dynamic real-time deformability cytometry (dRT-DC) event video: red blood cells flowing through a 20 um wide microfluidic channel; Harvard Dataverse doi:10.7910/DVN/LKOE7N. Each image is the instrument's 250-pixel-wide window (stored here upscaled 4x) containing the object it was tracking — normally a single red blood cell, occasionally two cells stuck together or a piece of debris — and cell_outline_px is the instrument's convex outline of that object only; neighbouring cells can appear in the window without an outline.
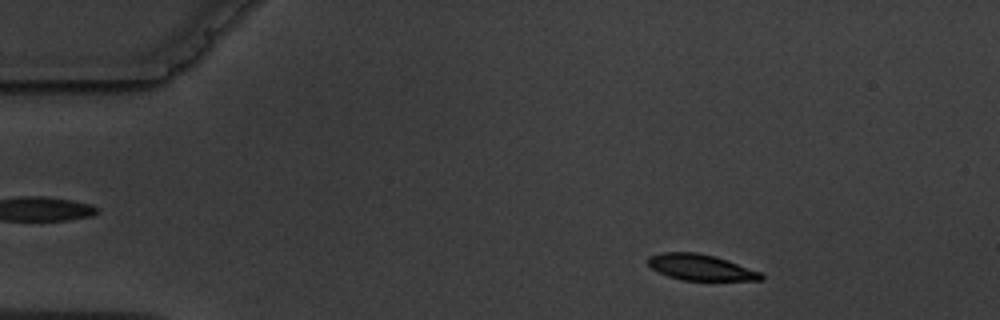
{"species": "common noctule bat (a hibernating species)", "species_latin": "Nyctalus noctula", "temperature_condition": "warm", "stored_images_in_passage": 7, "camera_frame_rate_fps": 3000, "um_per_image_px": 0.085, "animal": {"sex": "male", "body_mass_g": 19.5, "forearm_length_mm": 54.6}, "frame": {"image": 1, "passage_image": 1, "time_ms": 0.0, "image_size_px": [1000, 320], "cell_outline_px": [[764, 280], [680, 280], [668, 276], [652, 268], [648, 264], [648, 256], [660, 252], [696, 252], [716, 256], [728, 260], [760, 272], [764, 276]], "centroid_in_image_um": [59.54, 22.71], "position_along_channel_um": 25.5, "area_um2": 17.11}}
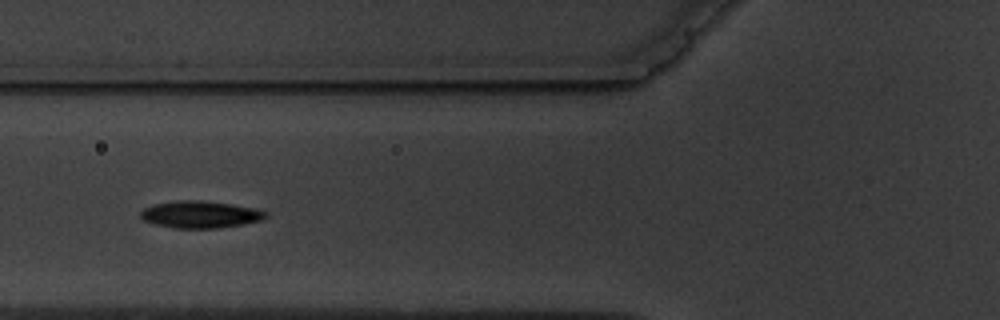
{"frame": {"image": 2, "passage_image": 4, "time_ms": 4.333, "image_size_px": [1000, 320], "cell_outline_px": [[268, 216], [260, 220], [220, 228], [172, 228], [156, 224], [144, 220], [140, 216], [140, 212], [144, 208], [152, 204], [176, 200], [200, 200], [228, 204], [252, 208], [264, 212]], "centroid_in_image_um": [16.94, 18.23], "position_along_channel_um": 108.9, "area_um2": 19.42}}
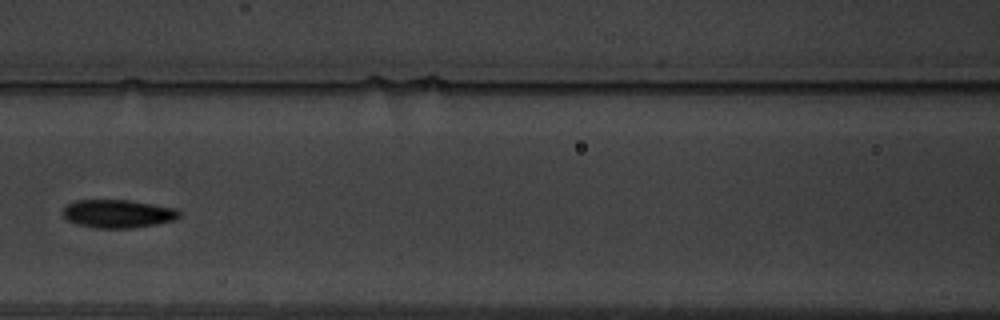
{"frame": {"image": 3, "passage_image": 5, "time_ms": 5.667, "image_size_px": [1000, 320], "cell_outline_px": [[180, 216], [176, 220], [156, 224], [132, 228], [96, 228], [76, 224], [68, 220], [64, 216], [64, 208], [68, 204], [76, 200], [128, 200], [176, 208], [180, 212]], "centroid_in_image_um": [10.05, 18.17], "position_along_channel_um": 156.6, "area_um2": 19.07}}